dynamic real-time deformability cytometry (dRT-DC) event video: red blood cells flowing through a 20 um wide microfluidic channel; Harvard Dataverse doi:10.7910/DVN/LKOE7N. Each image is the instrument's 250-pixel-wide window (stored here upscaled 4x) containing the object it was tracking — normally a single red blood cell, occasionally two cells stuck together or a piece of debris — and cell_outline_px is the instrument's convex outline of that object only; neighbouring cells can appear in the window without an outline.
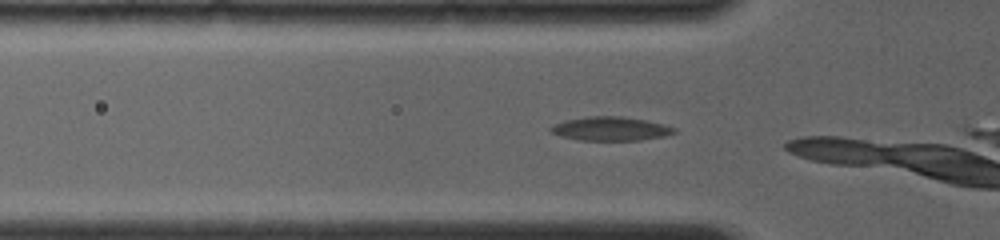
{"species": "common noctule bat (a hibernating species)", "species_latin": "Nyctalus noctula", "temperature_condition": "room temperature", "stored_images_in_passage": 5, "camera_frame_rate_fps": 4000, "um_per_image_px": 0.085, "animal": {"sex": "female", "body_mass_g": 19.0, "forearm_length_mm": 56.7}, "frame": {"image": 1, "passage_image": 4, "time_ms": 1.0, "image_size_px": [1000, 240], "cell_outline_px": [[676, 132], [664, 136], [640, 140], [580, 140], [560, 136], [548, 132], [548, 128], [552, 124], [564, 120], [588, 116], [620, 116], [644, 120], [664, 124], [676, 128]], "centroid_in_image_um": [51.83, 10.94], "position_along_channel_um": 74.0, "area_um2": 17.28}}